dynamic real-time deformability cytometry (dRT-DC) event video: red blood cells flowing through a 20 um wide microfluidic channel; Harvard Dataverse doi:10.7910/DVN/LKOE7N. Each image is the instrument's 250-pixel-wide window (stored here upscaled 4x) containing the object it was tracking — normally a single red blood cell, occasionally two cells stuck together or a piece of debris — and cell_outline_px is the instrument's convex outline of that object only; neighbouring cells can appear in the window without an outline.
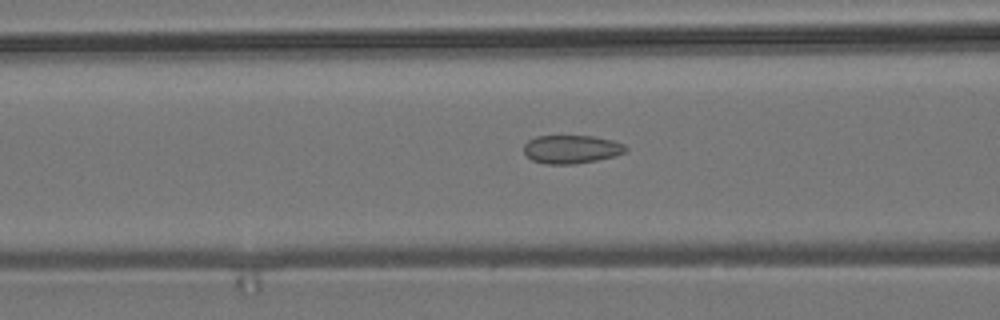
{"species": "common noctule bat (a hibernating species)", "species_latin": "Nyctalus noctula", "temperature_condition": "room temperature", "stored_images_in_passage": 55, "camera_frame_rate_fps": 3000, "um_per_image_px": 0.085, "animal": {"sex": "male", "body_mass_g": 19.2, "forearm_length_mm": 51.8}, "frame": {"image": 1, "passage_image": 22, "time_ms": 7.0, "image_size_px": [1000, 320], "cell_outline_px": [[628, 148], [624, 152], [616, 156], [576, 164], [544, 164], [532, 160], [524, 152], [524, 144], [528, 140], [536, 136], [592, 136], [612, 140], [624, 144]], "centroid_in_image_um": [48.56, 12.69], "position_along_channel_um": 118.0, "area_um2": 16.88}}
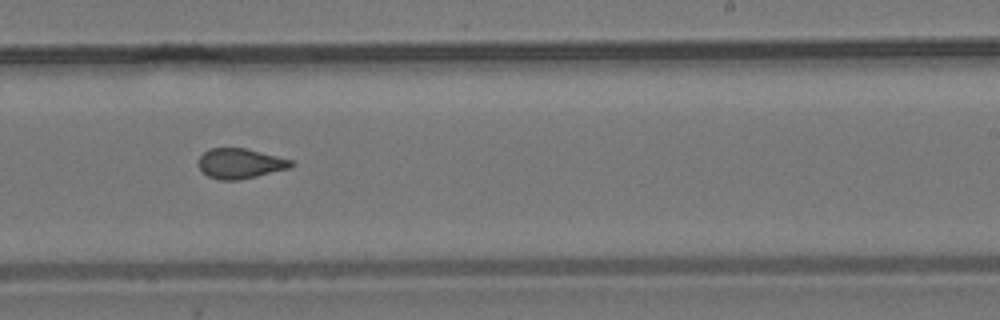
{"frame": {"image": 2, "passage_image": 34, "time_ms": 11.0, "image_size_px": [1000, 320], "cell_outline_px": [[296, 164], [288, 168], [240, 180], [220, 180], [208, 176], [200, 168], [200, 156], [208, 148], [244, 148], [292, 160]], "centroid_in_image_um": [20.41, 13.89], "position_along_channel_um": 268.6, "area_um2": 15.95}}
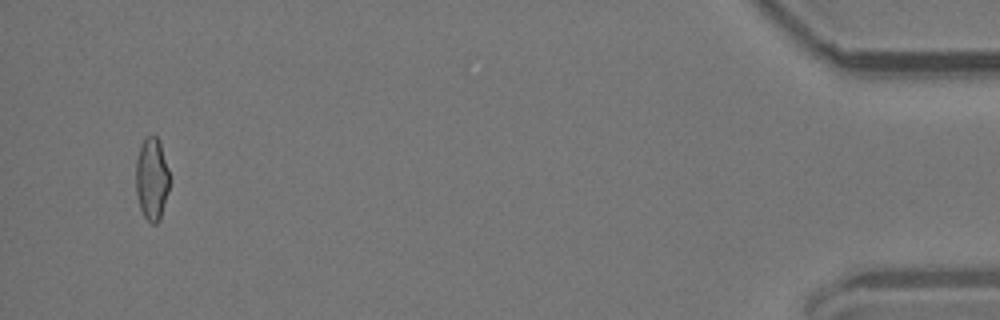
{"frame": {"image": 3, "passage_image": 53, "time_ms": 17.333, "image_size_px": [1000, 320], "cell_outline_px": [[168, 192], [160, 220], [156, 224], [152, 224], [144, 216], [140, 208], [136, 192], [136, 160], [140, 144], [152, 132], [160, 140], [168, 168]], "centroid_in_image_um": [12.9, 15.18], "position_along_channel_um": 422.3, "area_um2": 16.3}, "authors_computed_cell_mechanics": {"area_um2": 16.8776, "velocity_mm_per_s": 3.7645, "shape_relaxation_time_tau1_ms": null, "shape_relaxation_time_tau2_ms": 1.5784, "deformation_change_tau1": null, "deformation_change_tau2": 0.0744}}